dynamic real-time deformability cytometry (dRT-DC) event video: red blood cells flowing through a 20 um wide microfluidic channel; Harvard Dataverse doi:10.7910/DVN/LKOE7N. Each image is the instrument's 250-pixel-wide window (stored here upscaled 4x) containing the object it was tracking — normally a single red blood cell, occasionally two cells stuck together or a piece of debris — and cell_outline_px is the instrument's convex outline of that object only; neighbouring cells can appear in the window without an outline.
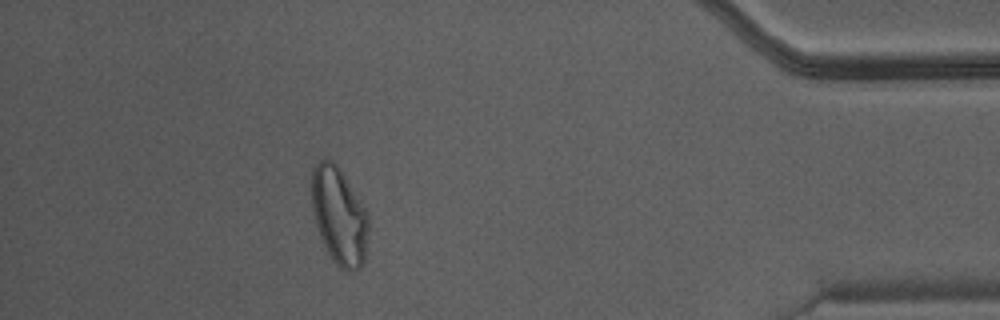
{"species": "Egyptian fruit bat (a non-hibernating species)", "species_latin": "Rousettus aegyptiacus", "temperature_condition": "warm", "stored_images_in_passage": 44, "camera_frame_rate_fps": 3000, "um_per_image_px": 0.085, "animal": {"sex": "male"}, "frame": {"image": 1, "passage_image": 38, "time_ms": 12.333, "image_size_px": [1000, 320], "cell_outline_px": [[368, 232], [364, 264], [356, 272], [340, 268], [332, 260], [320, 236], [316, 224], [312, 208], [312, 168], [320, 160], [332, 160], [340, 168], [368, 212]], "centroid_in_image_um": [28.84, 18.37], "position_along_channel_um": 406.4, "area_um2": 32.25}}